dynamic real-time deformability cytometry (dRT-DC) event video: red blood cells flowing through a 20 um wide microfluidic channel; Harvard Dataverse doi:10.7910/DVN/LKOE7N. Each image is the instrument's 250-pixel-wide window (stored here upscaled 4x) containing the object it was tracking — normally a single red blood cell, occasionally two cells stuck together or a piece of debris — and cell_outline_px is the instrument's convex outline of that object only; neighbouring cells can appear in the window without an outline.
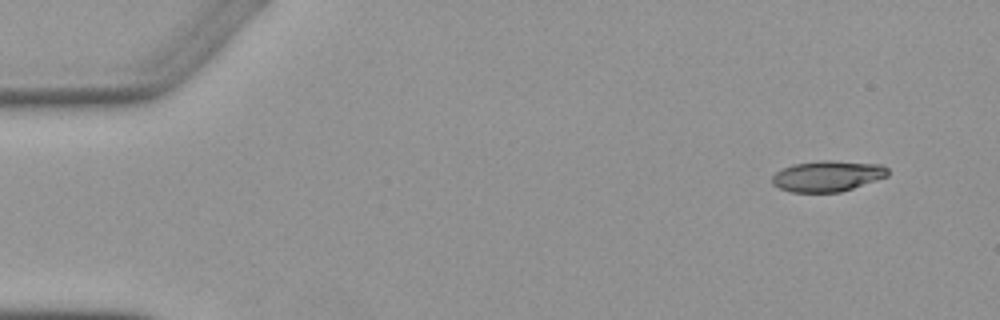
{"species": "Egyptian fruit bat (a non-hibernating species)", "species_latin": "Rousettus aegyptiacus", "temperature_condition": "warm", "stored_images_in_passage": 4, "camera_frame_rate_fps": 3000, "um_per_image_px": 0.085, "animal": {"sex": "female"}, "frame": {"image": 1, "passage_image": 1, "time_ms": 0.0, "image_size_px": [1000, 320], "cell_outline_px": [[888, 176], [840, 192], [792, 192], [780, 188], [772, 184], [772, 176], [776, 172], [792, 164], [824, 160], [828, 160], [880, 164], [888, 168]], "centroid_in_image_um": [70.33, 14.96], "position_along_channel_um": 14.7, "area_um2": 20.63}}
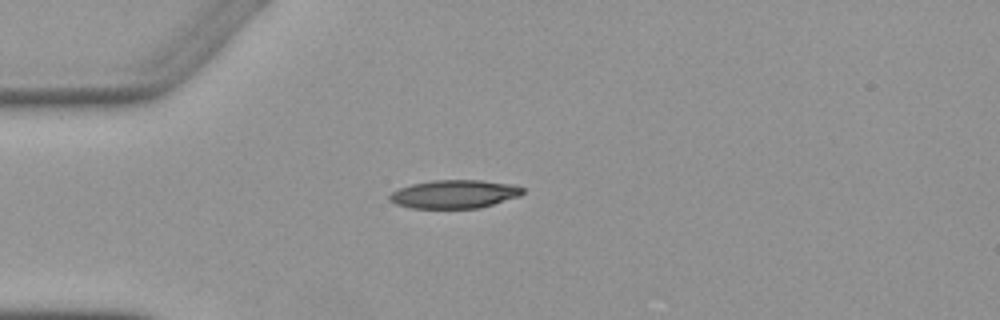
{"frame": {"image": 2, "passage_image": 4, "time_ms": 3.333, "image_size_px": [1000, 320], "cell_outline_px": [[524, 192], [520, 196], [480, 208], [412, 208], [396, 204], [388, 200], [388, 196], [392, 192], [400, 188], [412, 184], [432, 180], [480, 180], [512, 184], [524, 188]], "centroid_in_image_um": [38.63, 16.5], "position_along_channel_um": 46.4, "area_um2": 22.02}}